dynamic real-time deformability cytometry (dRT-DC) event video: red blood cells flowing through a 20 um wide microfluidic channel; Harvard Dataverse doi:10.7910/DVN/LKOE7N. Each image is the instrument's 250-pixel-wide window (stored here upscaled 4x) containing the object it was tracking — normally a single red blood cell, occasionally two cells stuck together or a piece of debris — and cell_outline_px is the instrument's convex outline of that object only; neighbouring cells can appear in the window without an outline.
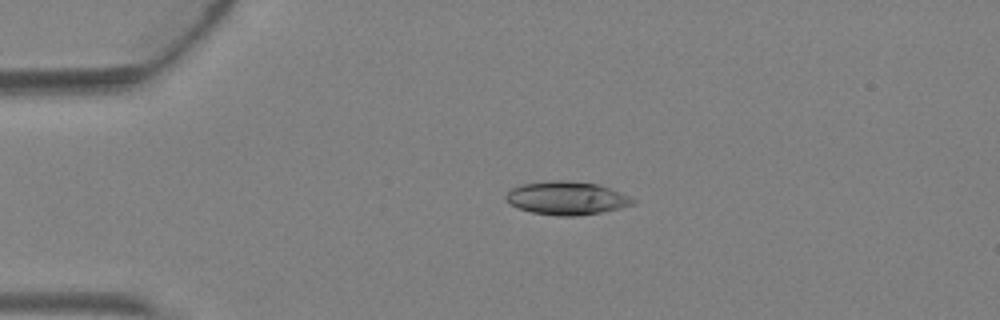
{"species": "Egyptian fruit bat (a non-hibernating species)", "species_latin": "Rousettus aegyptiacus", "temperature_condition": "warm", "stored_images_in_passage": 4, "camera_frame_rate_fps": 3000, "um_per_image_px": 0.085, "animal": {"sex": "female"}, "frame": {"image": 1, "passage_image": 3, "time_ms": 0.667, "image_size_px": [1000, 320], "cell_outline_px": [[636, 200], [632, 204], [620, 208], [600, 212], [576, 216], [560, 216], [532, 212], [516, 208], [508, 204], [504, 200], [504, 196], [512, 188], [520, 184], [548, 180], [564, 180], [596, 184], [620, 192]], "centroid_in_image_um": [48.08, 16.84], "position_along_channel_um": 36.9, "area_um2": 24.62}}